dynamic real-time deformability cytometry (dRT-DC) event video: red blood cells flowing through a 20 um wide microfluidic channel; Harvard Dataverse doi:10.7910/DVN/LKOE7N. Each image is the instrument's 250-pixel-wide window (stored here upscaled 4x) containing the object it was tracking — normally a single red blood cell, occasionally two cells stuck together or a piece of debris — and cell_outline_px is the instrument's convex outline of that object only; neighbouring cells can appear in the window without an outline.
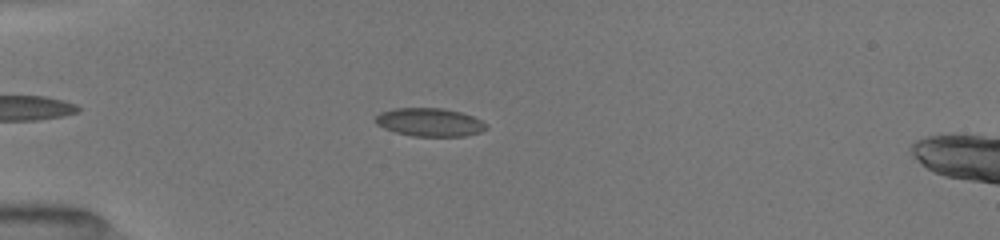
{"species": "common noctule bat (a hibernating species)", "species_latin": "Nyctalus noctula", "temperature_condition": "room temperature", "stored_images_in_passage": 40, "camera_frame_rate_fps": 3000, "um_per_image_px": 0.085, "animal": {"sex": "female", "body_mass_g": 19.5, "forearm_length_mm": 54.1}, "frame": {"image": 1, "passage_image": 13, "time_ms": 3.333, "image_size_px": [1000, 240], "cell_outline_px": [[488, 128], [480, 132], [464, 136], [412, 136], [396, 132], [384, 128], [376, 124], [376, 116], [380, 112], [392, 108], [444, 108], [460, 112], [472, 116], [488, 124]], "centroid_in_image_um": [36.52, 10.38], "position_along_channel_um": 48.5, "area_um2": 18.26}}
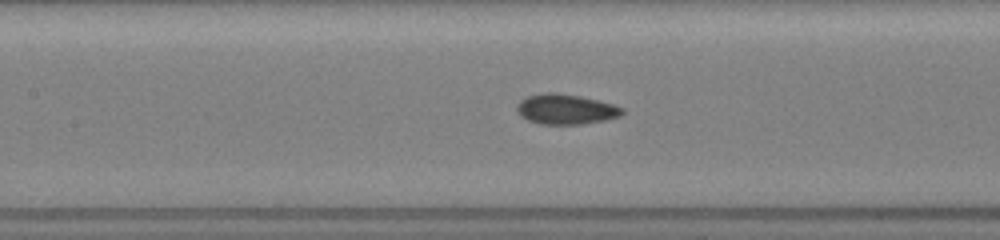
{"frame": {"image": 2, "passage_image": 26, "time_ms": 6.667, "image_size_px": [1000, 240], "cell_outline_px": [[624, 112], [620, 116], [604, 120], [580, 124], [540, 124], [528, 120], [520, 116], [516, 112], [516, 104], [520, 100], [528, 96], [544, 92], [560, 92], [580, 96], [612, 104], [624, 108]], "centroid_in_image_um": [48.04, 9.27], "position_along_channel_um": 159.4, "area_um2": 18.61}}
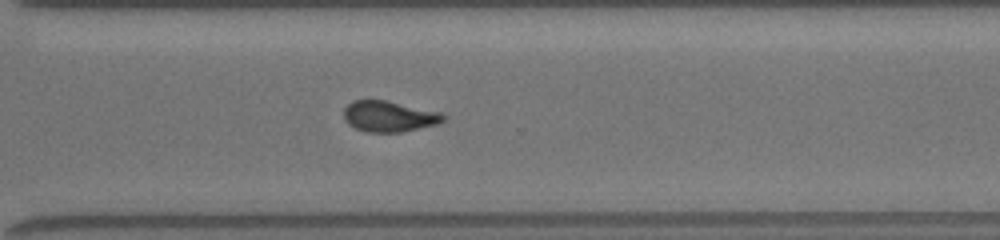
{"frame": {"image": 3, "passage_image": 38, "time_ms": 9.667, "image_size_px": [1000, 240], "cell_outline_px": [[444, 120], [436, 124], [400, 132], [368, 132], [356, 128], [348, 124], [344, 120], [344, 108], [352, 100], [384, 100], [436, 112], [444, 116]], "centroid_in_image_um": [32.97, 9.89], "position_along_channel_um": 337.6, "area_um2": 17.4}}